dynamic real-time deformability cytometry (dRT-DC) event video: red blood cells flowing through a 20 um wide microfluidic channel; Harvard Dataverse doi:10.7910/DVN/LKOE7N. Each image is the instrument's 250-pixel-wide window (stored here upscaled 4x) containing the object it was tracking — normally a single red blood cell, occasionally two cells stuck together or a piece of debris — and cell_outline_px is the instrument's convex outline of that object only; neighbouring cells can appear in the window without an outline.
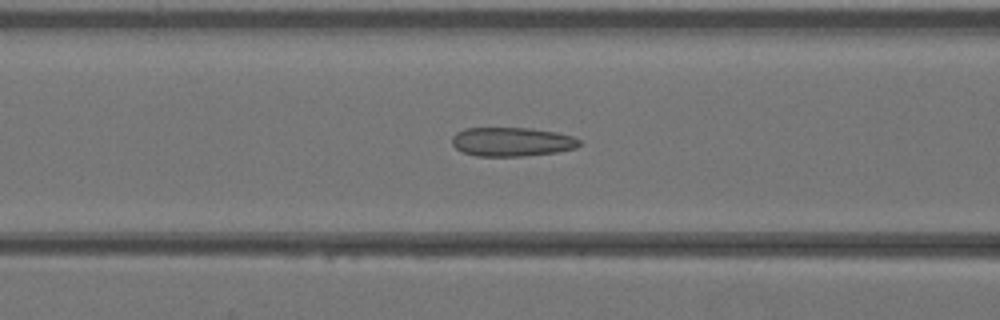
{"species": "Egyptian fruit bat (a non-hibernating species)", "species_latin": "Rousettus aegyptiacus", "temperature_condition": "warm", "stored_images_in_passage": 42, "camera_frame_rate_fps": 3000, "um_per_image_px": 0.085, "animal": {"sex": "female"}, "frame": {"image": 1, "passage_image": 17, "time_ms": 5.333, "image_size_px": [1000, 320], "cell_outline_px": [[580, 144], [576, 148], [556, 152], [524, 156], [476, 156], [464, 152], [456, 148], [452, 144], [452, 136], [456, 132], [464, 128], [528, 128], [556, 132], [572, 136], [580, 140]], "centroid_in_image_um": [43.49, 12.05], "position_along_channel_um": 123.1, "area_um2": 21.5}}
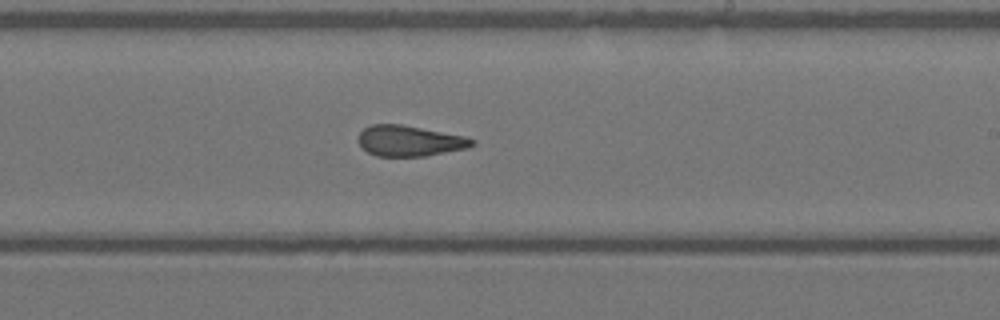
{"frame": {"image": 2, "passage_image": 25, "time_ms": 8.0, "image_size_px": [1000, 320], "cell_outline_px": [[476, 144], [468, 148], [424, 156], [376, 156], [368, 152], [360, 144], [360, 132], [364, 128], [372, 124], [400, 124], [464, 136], [476, 140]], "centroid_in_image_um": [34.85, 11.97], "position_along_channel_um": 254.2, "area_um2": 20.11}}
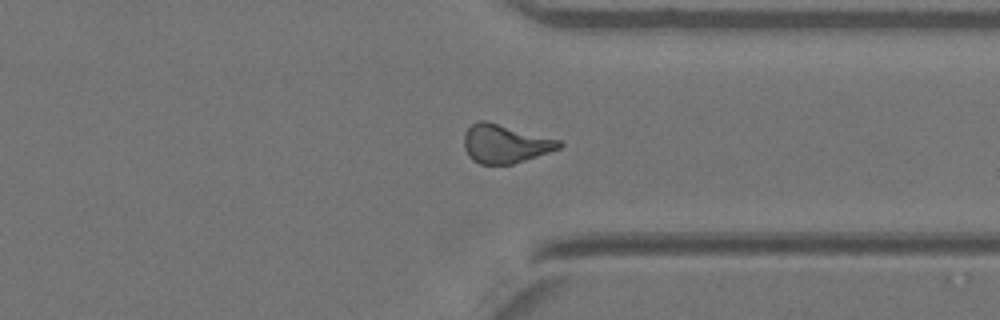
{"frame": {"image": 3, "passage_image": 32, "time_ms": 10.333, "image_size_px": [1000, 320], "cell_outline_px": [[564, 144], [560, 148], [512, 164], [480, 164], [472, 160], [468, 156], [464, 148], [464, 132], [472, 124], [480, 120], [488, 120], [560, 140]], "centroid_in_image_um": [42.9, 12.2], "position_along_channel_um": 368.5, "area_um2": 21.44}}